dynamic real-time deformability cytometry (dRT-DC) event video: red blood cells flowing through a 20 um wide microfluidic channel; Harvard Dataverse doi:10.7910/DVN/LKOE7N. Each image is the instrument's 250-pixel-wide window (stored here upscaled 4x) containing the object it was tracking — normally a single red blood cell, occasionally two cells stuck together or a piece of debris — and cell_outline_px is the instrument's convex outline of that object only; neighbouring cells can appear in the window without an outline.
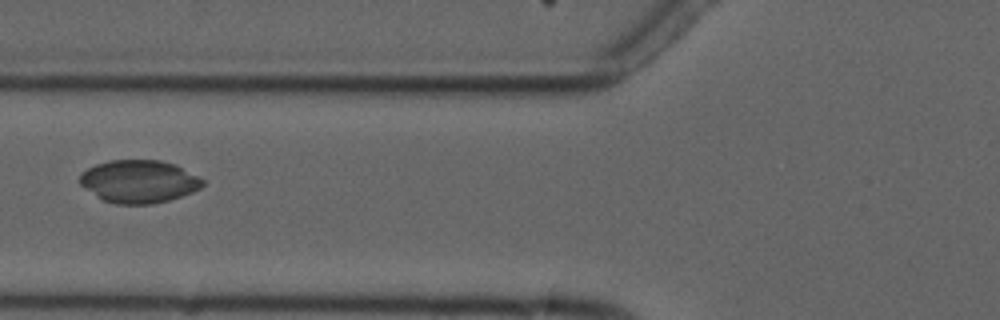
{"species": "common noctule bat (a hibernating species)", "species_latin": "Nyctalus noctula", "temperature_condition": "cold", "stored_images_in_passage": 5, "camera_frame_rate_fps": 3000, "um_per_image_px": 0.085, "animal": {"sex": "male", "forearm_length_mm": 52.5}, "frame": {"image": 1, "passage_image": 5, "time_ms": 5.0, "image_size_px": [1000, 320], "cell_outline_px": [[204, 184], [200, 188], [192, 192], [168, 200], [152, 204], [116, 204], [104, 200], [80, 184], [80, 172], [96, 164], [108, 160], [160, 160], [176, 164], [204, 180]], "centroid_in_image_um": [11.81, 15.41], "position_along_channel_um": 114.0, "area_um2": 30.46}}